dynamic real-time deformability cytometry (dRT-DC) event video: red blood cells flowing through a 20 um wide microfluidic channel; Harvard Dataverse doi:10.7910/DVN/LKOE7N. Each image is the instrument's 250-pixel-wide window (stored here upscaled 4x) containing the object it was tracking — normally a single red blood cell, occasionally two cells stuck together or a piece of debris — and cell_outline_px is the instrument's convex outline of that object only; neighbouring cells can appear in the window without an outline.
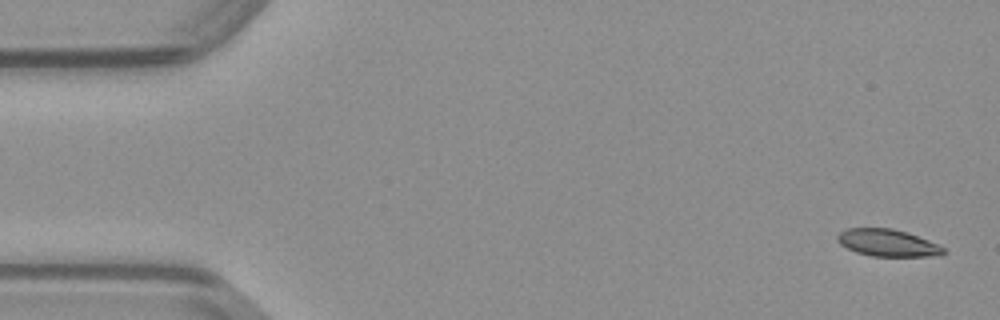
{"species": "common noctule bat (a hibernating species)", "species_latin": "Nyctalus noctula", "temperature_condition": "warm", "stored_images_in_passage": 48, "camera_frame_rate_fps": 3000, "um_per_image_px": 0.085, "animal": {"sex": "male", "body_mass_g": 23.1, "forearm_length_mm": 52.7}, "frame": {"image": 1, "passage_image": 1, "time_ms": 0.0, "image_size_px": [1000, 320], "cell_outline_px": [[948, 252], [940, 256], [872, 256], [856, 252], [840, 244], [836, 240], [836, 236], [840, 232], [848, 228], [892, 228], [908, 232], [940, 244]], "centroid_in_image_um": [75.5, 20.64], "position_along_channel_um": 9.5, "area_um2": 16.99}}
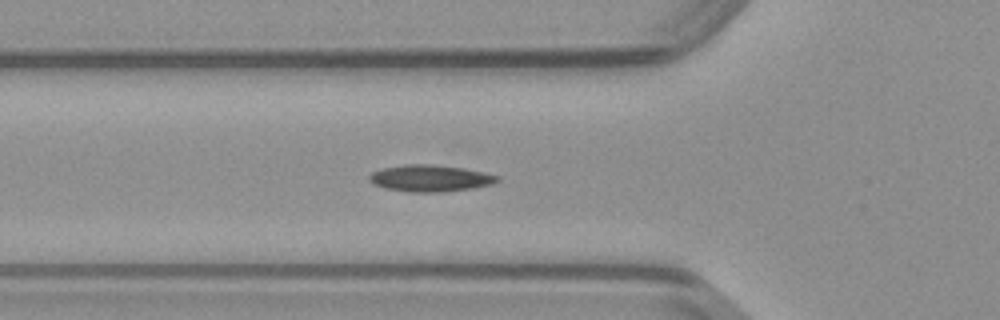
{"frame": {"image": 2, "passage_image": 16, "time_ms": 5.0, "image_size_px": [1000, 320], "cell_outline_px": [[500, 180], [492, 184], [472, 188], [444, 192], [408, 192], [384, 188], [372, 184], [368, 180], [368, 176], [372, 172], [380, 168], [404, 164], [432, 164], [464, 168], [484, 172], [500, 176]], "centroid_in_image_um": [36.53, 15.15], "position_along_channel_um": 89.3, "area_um2": 20.23}}
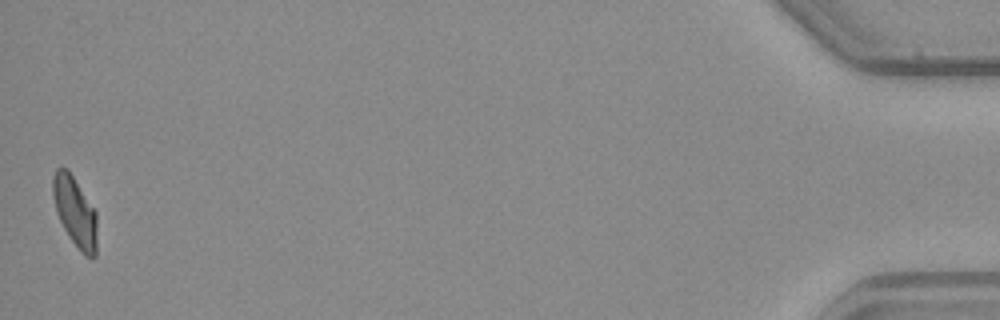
{"frame": {"image": 3, "passage_image": 48, "time_ms": 15.667, "image_size_px": [1000, 320], "cell_outline_px": [[96, 256], [92, 260], [84, 256], [80, 252], [68, 236], [56, 212], [52, 196], [52, 176], [56, 168], [68, 168], [96, 212]], "centroid_in_image_um": [6.36, 18.02], "position_along_channel_um": 428.8, "area_um2": 18.21}}